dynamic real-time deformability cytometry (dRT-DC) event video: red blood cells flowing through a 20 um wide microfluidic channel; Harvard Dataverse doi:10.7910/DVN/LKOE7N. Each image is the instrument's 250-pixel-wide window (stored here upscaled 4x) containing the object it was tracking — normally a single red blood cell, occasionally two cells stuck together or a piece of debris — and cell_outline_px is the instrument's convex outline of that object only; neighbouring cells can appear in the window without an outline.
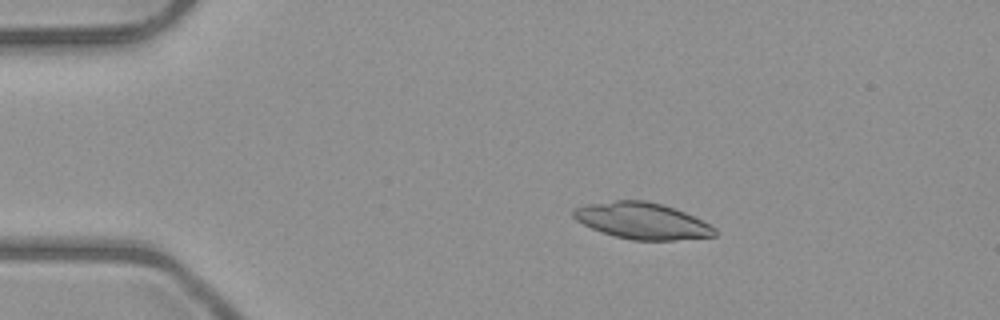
{"species": "common noctule bat (a hibernating species)", "species_latin": "Nyctalus noctula", "temperature_condition": "room temperature", "stored_images_in_passage": 4, "camera_frame_rate_fps": 3000, "um_per_image_px": 0.085, "animal": {"sex": "male", "body_mass_g": 23.1, "forearm_length_mm": 52.7}, "frame": {"image": 1, "passage_image": 2, "time_ms": 2.0, "image_size_px": [1000, 320], "cell_outline_px": [[716, 236], [676, 240], [632, 240], [616, 236], [592, 228], [576, 220], [572, 216], [572, 208], [588, 204], [616, 200], [644, 200], [664, 204], [684, 212], [716, 228]], "centroid_in_image_um": [54.57, 18.76], "position_along_channel_um": 30.4, "area_um2": 29.77}}